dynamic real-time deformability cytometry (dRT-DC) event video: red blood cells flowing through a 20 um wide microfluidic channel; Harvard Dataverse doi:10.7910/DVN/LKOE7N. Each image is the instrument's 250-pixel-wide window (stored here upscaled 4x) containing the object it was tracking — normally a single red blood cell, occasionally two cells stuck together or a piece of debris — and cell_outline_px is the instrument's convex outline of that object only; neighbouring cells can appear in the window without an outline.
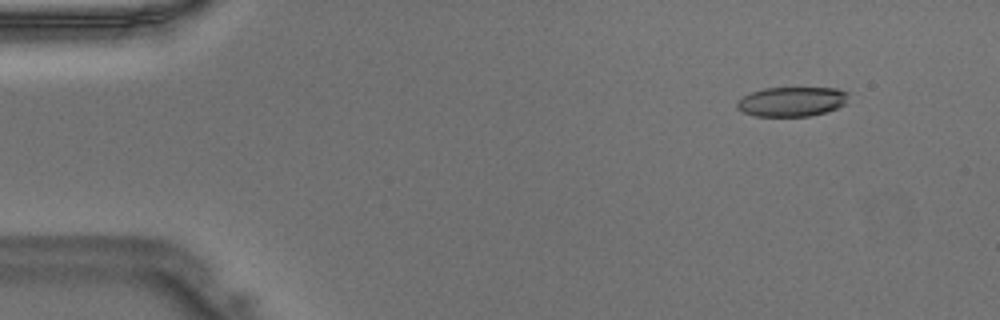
{"species": "Egyptian fruit bat (a non-hibernating species)", "species_latin": "Rousettus aegyptiacus", "temperature_condition": "warm", "stored_images_in_passage": 47, "camera_frame_rate_fps": 3000, "um_per_image_px": 0.085, "animal": {"sex": "male"}, "frame": {"image": 1, "passage_image": 5, "time_ms": 1.333, "image_size_px": [1000, 320], "cell_outline_px": [[848, 92], [844, 104], [836, 108], [824, 112], [808, 116], [756, 116], [744, 112], [736, 108], [736, 100], [752, 92], [764, 88], [836, 88]], "centroid_in_image_um": [67.26, 8.63], "position_along_channel_um": 17.7, "area_um2": 19.02}}
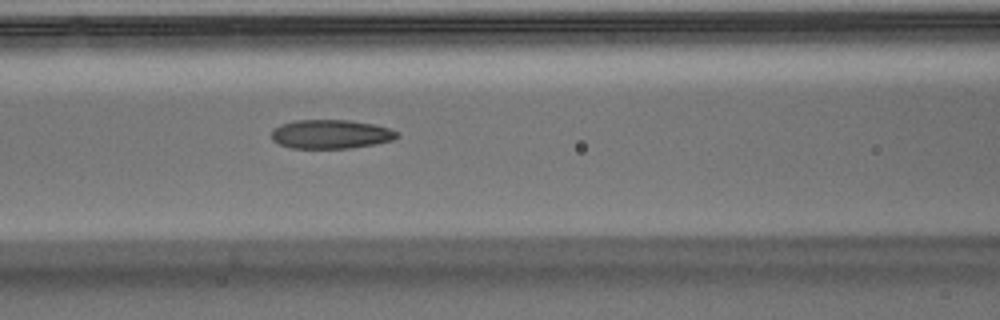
{"frame": {"image": 2, "passage_image": 20, "time_ms": 6.333, "image_size_px": [1000, 320], "cell_outline_px": [[400, 136], [392, 140], [376, 144], [352, 148], [292, 148], [280, 144], [272, 140], [272, 128], [280, 124], [296, 120], [348, 120], [372, 124], [388, 128], [396, 132]], "centroid_in_image_um": [28.1, 11.4], "position_along_channel_um": 138.5, "area_um2": 21.15}}
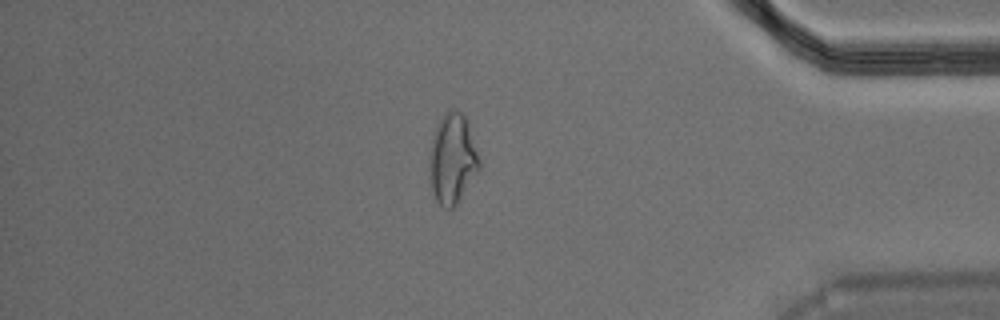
{"frame": {"image": 3, "passage_image": 40, "time_ms": 13.0, "image_size_px": [1000, 320], "cell_outline_px": [[480, 168], [456, 204], [452, 208], [444, 208], [436, 200], [432, 192], [428, 160], [432, 140], [436, 128], [440, 120], [448, 112], [460, 112], [464, 116], [480, 160]], "centroid_in_image_um": [38.43, 13.57], "position_along_channel_um": 396.8, "area_um2": 25.32}}